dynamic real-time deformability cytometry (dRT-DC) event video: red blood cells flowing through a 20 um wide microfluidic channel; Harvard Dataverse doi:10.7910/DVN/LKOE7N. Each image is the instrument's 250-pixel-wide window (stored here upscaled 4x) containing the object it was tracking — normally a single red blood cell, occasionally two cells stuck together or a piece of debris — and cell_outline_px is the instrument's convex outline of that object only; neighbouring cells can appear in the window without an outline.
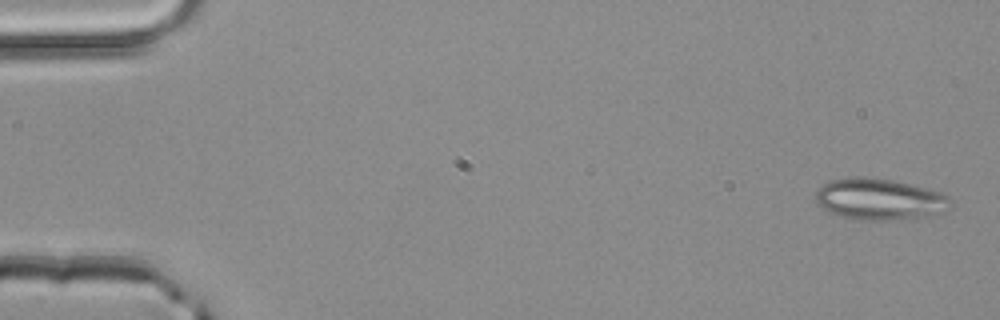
{"species": "common noctule bat (a hibernating species)", "species_latin": "Nyctalus noctula", "temperature_condition": "room temperature", "stored_images_in_passage": 2, "camera_frame_rate_fps": 3000, "um_per_image_px": 0.085, "animal": {"sex": "male", "body_mass_g": 20.4}, "frame": {"image": 1, "passage_image": 2, "time_ms": 0.333, "image_size_px": [1000, 320], "cell_outline_px": [[952, 200], [940, 212], [924, 216], [888, 220], [860, 220], [840, 216], [828, 212], [816, 200], [816, 192], [824, 184], [832, 180], [848, 176], [864, 176], [892, 180], [944, 192]], "centroid_in_image_um": [74.72, 16.91], "position_along_channel_um": 10.3, "area_um2": 32.19}}